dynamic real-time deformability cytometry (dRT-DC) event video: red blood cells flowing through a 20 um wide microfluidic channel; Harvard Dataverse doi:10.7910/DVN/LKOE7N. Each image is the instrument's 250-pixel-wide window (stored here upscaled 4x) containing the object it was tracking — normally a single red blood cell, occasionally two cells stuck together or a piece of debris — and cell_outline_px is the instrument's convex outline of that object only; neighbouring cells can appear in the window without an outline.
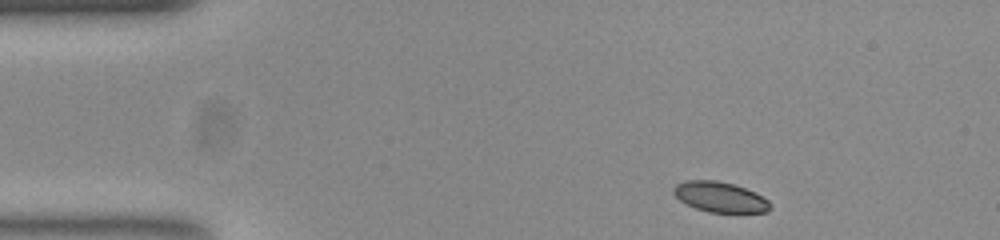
{"species": "common noctule bat (a hibernating species)", "species_latin": "Nyctalus noctula", "temperature_condition": "room temperature", "stored_images_in_passage": 42, "camera_frame_rate_fps": 3000, "um_per_image_px": 0.085, "animal": {"sex": "female", "body_mass_g": 23.0, "forearm_length_mm": 53.4}, "frame": {"image": 1, "passage_image": 1, "time_ms": 0.0, "image_size_px": [1000, 240], "cell_outline_px": [[768, 208], [764, 212], [716, 212], [700, 208], [688, 204], [676, 196], [676, 188], [680, 184], [696, 180], [708, 180], [732, 184], [744, 188], [760, 196], [768, 204]], "centroid_in_image_um": [61.23, 16.75], "position_along_channel_um": 23.8, "area_um2": 15.61}}
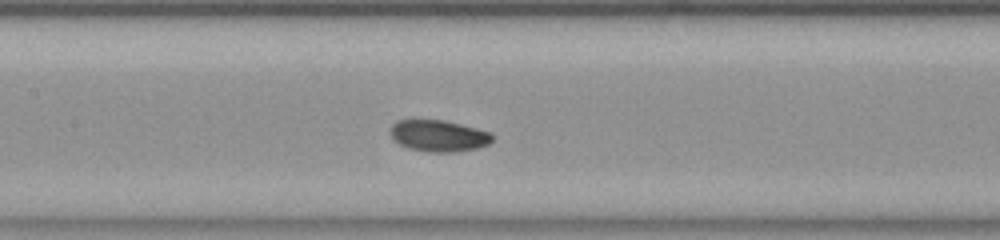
{"frame": {"image": 2, "passage_image": 18, "time_ms": 5.667, "image_size_px": [1000, 240], "cell_outline_px": [[492, 140], [484, 144], [468, 148], [416, 148], [404, 144], [392, 132], [392, 128], [396, 124], [404, 120], [436, 120], [456, 124], [484, 132], [492, 136]], "centroid_in_image_um": [37.27, 11.46], "position_along_channel_um": 170.1, "area_um2": 15.61}}
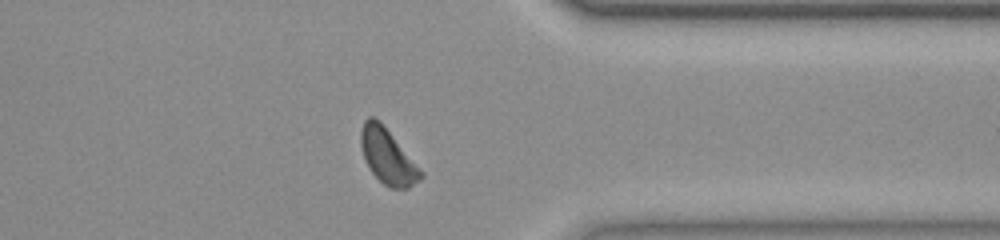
{"frame": {"image": 3, "passage_image": 35, "time_ms": 11.333, "image_size_px": [1000, 240], "cell_outline_px": [[420, 176], [404, 188], [392, 188], [384, 184], [372, 172], [364, 156], [364, 124], [368, 120], [376, 120], [388, 132], [420, 172]], "centroid_in_image_um": [32.93, 13.38], "position_along_channel_um": 378.5, "area_um2": 16.47}}